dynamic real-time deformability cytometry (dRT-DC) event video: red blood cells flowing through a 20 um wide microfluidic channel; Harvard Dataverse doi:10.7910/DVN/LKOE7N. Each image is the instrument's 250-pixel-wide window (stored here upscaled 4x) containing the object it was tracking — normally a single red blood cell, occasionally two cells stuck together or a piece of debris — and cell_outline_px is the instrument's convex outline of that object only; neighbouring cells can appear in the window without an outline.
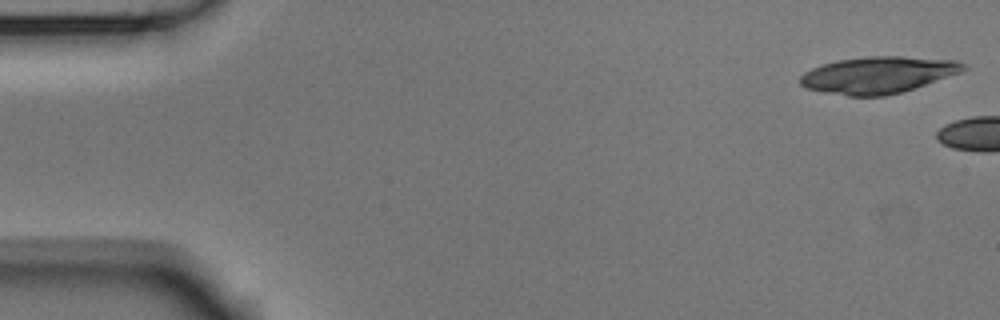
{"species": "Egyptian fruit bat (a non-hibernating species)", "species_latin": "Rousettus aegyptiacus", "temperature_condition": "room temperature", "stored_images_in_passage": 2, "camera_frame_rate_fps": 3000, "um_per_image_px": 0.085, "animal": {"sex": "male"}, "frame": {"image": 1, "passage_image": 1, "time_ms": 0.0, "image_size_px": [1000, 320], "cell_outline_px": [[968, 68], [960, 72], [900, 92], [884, 96], [848, 96], [824, 92], [804, 88], [800, 84], [800, 76], [804, 72], [812, 68], [836, 60], [868, 56], [904, 56], [956, 60], [968, 64]], "centroid_in_image_um": [74.61, 6.36], "position_along_channel_um": 10.4, "area_um2": 34.8}}